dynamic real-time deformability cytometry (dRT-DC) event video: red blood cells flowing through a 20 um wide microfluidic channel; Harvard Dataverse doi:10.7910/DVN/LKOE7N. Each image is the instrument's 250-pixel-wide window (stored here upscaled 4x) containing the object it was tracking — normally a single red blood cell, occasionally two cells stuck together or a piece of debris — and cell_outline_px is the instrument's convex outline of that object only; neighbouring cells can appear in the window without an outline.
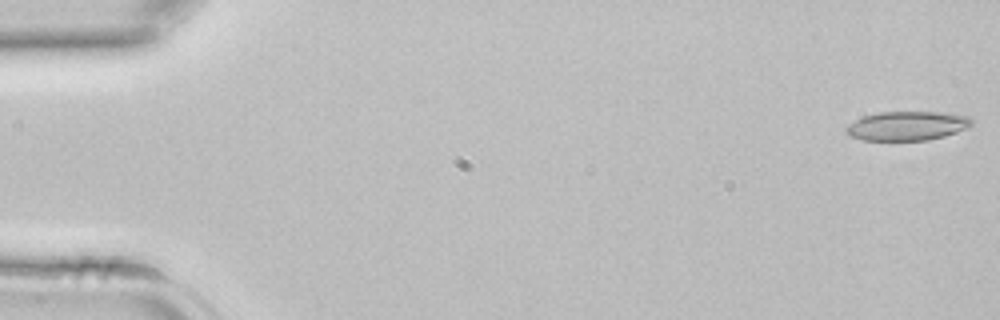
{"species": "common noctule bat (a hibernating species)", "species_latin": "Nyctalus noctula", "temperature_condition": "room temperature", "stored_images_in_passage": 12, "camera_frame_rate_fps": 3000, "um_per_image_px": 0.085, "animal": {"sex": "female", "body_mass_g": 22.7, "forearm_length_mm": 54.2}, "frame": {"image": 1, "passage_image": 1, "time_ms": 0.0, "image_size_px": [1000, 320], "cell_outline_px": [[972, 124], [968, 128], [944, 136], [928, 140], [864, 140], [852, 136], [844, 132], [844, 128], [848, 124], [864, 116], [880, 112], [940, 112], [968, 116], [972, 120]], "centroid_in_image_um": [77.1, 10.7], "position_along_channel_um": 7.9, "area_um2": 21.21}}
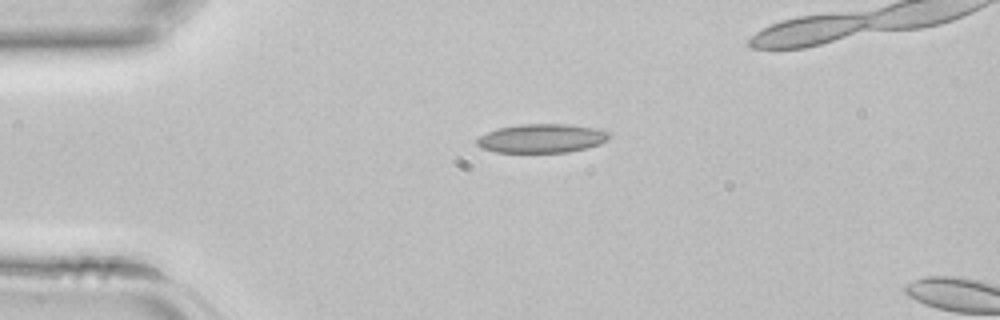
{"frame": {"image": 2, "passage_image": 10, "time_ms": 3.0, "image_size_px": [1000, 320], "cell_outline_px": [[612, 132], [608, 140], [600, 144], [588, 148], [568, 152], [496, 152], [480, 148], [476, 144], [476, 140], [480, 136], [488, 132], [500, 128], [520, 124], [568, 124], [596, 128]], "centroid_in_image_um": [46.09, 11.76], "position_along_channel_um": 38.9, "area_um2": 22.37}}